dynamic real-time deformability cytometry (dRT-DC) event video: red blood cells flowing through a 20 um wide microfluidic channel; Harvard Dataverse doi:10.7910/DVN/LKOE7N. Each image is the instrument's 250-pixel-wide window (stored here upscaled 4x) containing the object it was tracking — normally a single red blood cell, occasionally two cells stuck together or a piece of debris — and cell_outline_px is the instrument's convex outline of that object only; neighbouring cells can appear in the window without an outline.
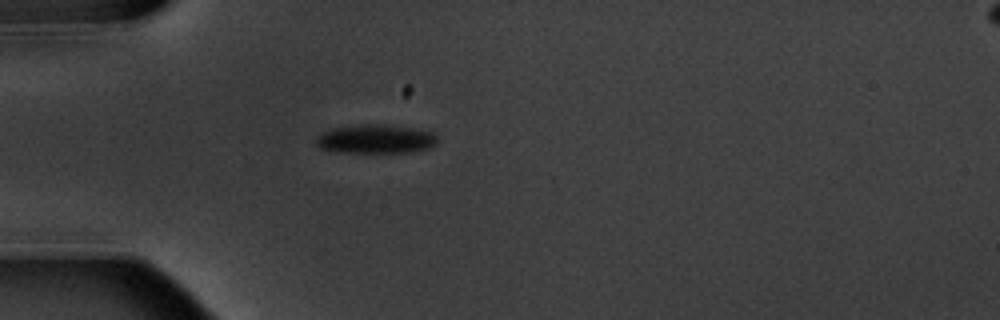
{"species": "common noctule bat (a hibernating species)", "species_latin": "Nyctalus noctula", "temperature_condition": "warm", "stored_images_in_passage": 2, "camera_frame_rate_fps": 3000, "um_per_image_px": 0.085, "animal": {"sex": "male", "body_mass_g": 20.1, "forearm_length_mm": 53.5}, "frame": {"image": 1, "passage_image": 2, "time_ms": 1.0, "image_size_px": [1000, 320], "cell_outline_px": [[436, 144], [428, 148], [408, 152], [340, 152], [320, 148], [316, 144], [316, 136], [332, 128], [364, 124], [384, 124], [436, 132]], "centroid_in_image_um": [31.93, 11.81], "position_along_channel_um": 53.1, "area_um2": 20.29}}